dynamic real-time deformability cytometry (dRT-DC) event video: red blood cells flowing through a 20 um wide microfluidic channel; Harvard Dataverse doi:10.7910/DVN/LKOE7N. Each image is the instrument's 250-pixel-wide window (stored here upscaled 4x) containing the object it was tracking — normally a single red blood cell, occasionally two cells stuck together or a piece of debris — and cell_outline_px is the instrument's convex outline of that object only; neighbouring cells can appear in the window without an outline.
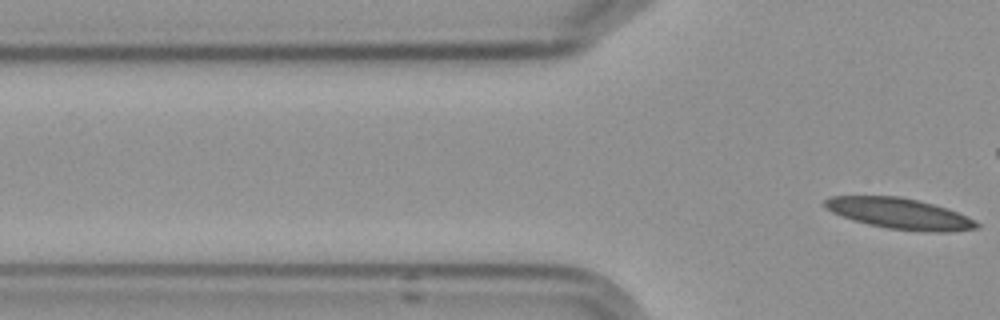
{"species": "Egyptian fruit bat (a non-hibernating species)", "species_latin": "Rousettus aegyptiacus", "temperature_condition": "cold", "stored_images_in_passage": 7, "camera_frame_rate_fps": 3000, "um_per_image_px": 0.085, "frame": {"image": 1, "passage_image": 7, "time_ms": 8.0, "image_size_px": [1000, 320], "cell_outline_px": [[980, 228], [952, 232], [928, 232], [888, 228], [868, 224], [840, 216], [824, 208], [824, 200], [832, 196], [896, 196], [916, 200], [932, 204], [956, 212], [980, 224]], "centroid_in_image_um": [76.43, 18.16], "position_along_channel_um": 49.4, "area_um2": 26.99}}